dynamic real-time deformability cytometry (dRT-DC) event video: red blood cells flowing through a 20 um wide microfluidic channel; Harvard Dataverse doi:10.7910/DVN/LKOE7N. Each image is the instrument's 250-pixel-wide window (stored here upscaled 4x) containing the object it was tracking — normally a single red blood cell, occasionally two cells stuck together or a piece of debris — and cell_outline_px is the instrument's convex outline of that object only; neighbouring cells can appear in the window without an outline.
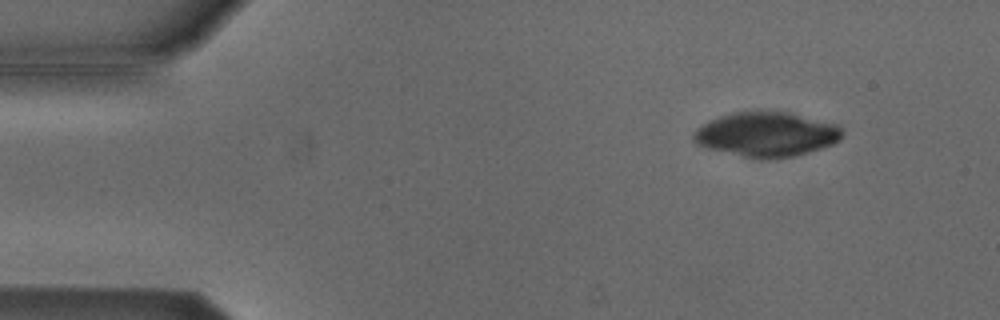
{"species": "Egyptian fruit bat (a non-hibernating species)", "species_latin": "Rousettus aegyptiacus", "temperature_condition": "cold", "stored_images_in_passage": 5, "camera_frame_rate_fps": 3000, "um_per_image_px": 0.085, "animal": {"sex": "male"}, "frame": {"image": 1, "passage_image": 2, "time_ms": 0.333, "image_size_px": [1000, 320], "cell_outline_px": [[844, 136], [840, 140], [832, 144], [808, 152], [792, 156], [764, 160], [760, 160], [708, 148], [696, 144], [692, 140], [692, 132], [696, 128], [720, 116], [736, 112], [792, 112], [840, 124], [844, 132]], "centroid_in_image_um": [65.2, 11.42], "position_along_channel_um": 19.8, "area_um2": 38.84}}